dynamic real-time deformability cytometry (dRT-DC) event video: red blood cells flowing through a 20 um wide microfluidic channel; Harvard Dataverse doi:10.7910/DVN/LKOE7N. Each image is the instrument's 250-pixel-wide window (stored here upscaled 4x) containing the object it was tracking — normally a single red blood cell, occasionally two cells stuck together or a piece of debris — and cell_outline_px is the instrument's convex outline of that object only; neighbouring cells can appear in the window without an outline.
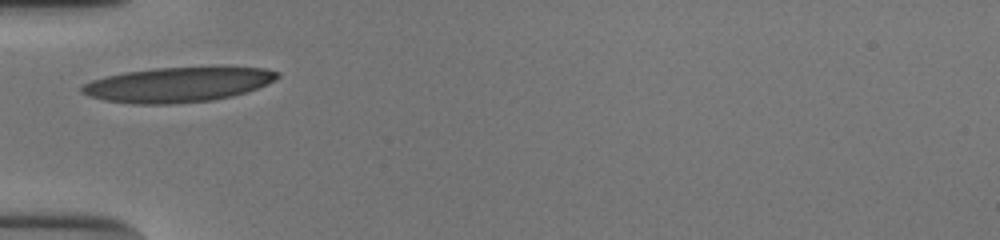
{"species": "human", "species_latin": "Homo sapiens", "temperature_condition": "cold", "stored_images_in_passage": 26, "camera_frame_rate_fps": 3000, "um_per_image_px": 0.085, "donor": {"sex": "male"}, "frame": {"image": 1, "passage_image": 1, "time_ms": 0.0, "image_size_px": [1000, 240], "cell_outline_px": [[280, 76], [268, 84], [232, 96], [212, 100], [172, 104], [136, 104], [104, 100], [88, 96], [80, 92], [80, 88], [84, 84], [92, 80], [124, 72], [156, 68], [264, 68], [280, 72]], "centroid_in_image_um": [15.08, 7.21], "position_along_channel_um": 69.9, "area_um2": 39.25}}
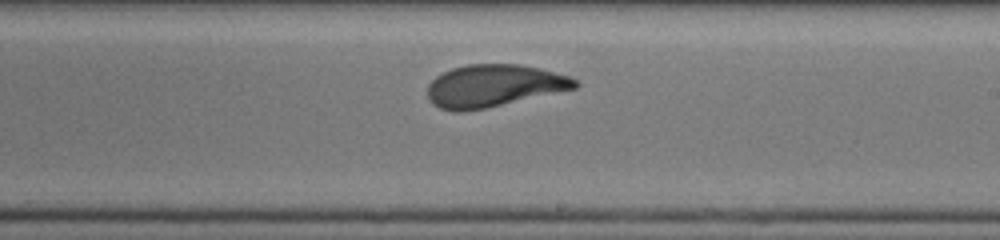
{"frame": {"image": 2, "passage_image": 15, "time_ms": 4.667, "image_size_px": [1000, 240], "cell_outline_px": [[580, 84], [576, 88], [484, 108], [460, 112], [456, 112], [440, 108], [432, 104], [428, 100], [428, 84], [436, 76], [452, 68], [468, 64], [520, 64], [540, 68], [568, 76], [576, 80]], "centroid_in_image_um": [41.94, 7.28], "position_along_channel_um": 247.1, "area_um2": 36.13}}
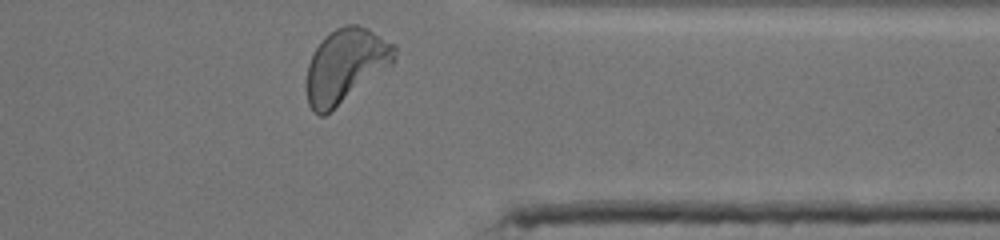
{"frame": {"image": 3, "passage_image": 26, "time_ms": 8.333, "image_size_px": [1000, 240], "cell_outline_px": [[396, 52], [392, 64], [324, 116], [320, 116], [312, 112], [308, 104], [308, 64], [316, 48], [324, 36], [336, 28], [344, 24], [356, 24], [368, 28], [396, 44]], "centroid_in_image_um": [29.39, 5.54], "position_along_channel_um": 382.0, "area_um2": 37.4}, "authors_computed_cell_mechanics": {"area_um2": 36.9053, "velocity_mm_per_s": 3.8207, "shape_relaxation_time_tau1_ms": 4.3424, "shape_relaxation_time_tau2_ms": 0.8614, "deformation_change_tau1": 0.1956, "deformation_change_tau2": 0.0719}}